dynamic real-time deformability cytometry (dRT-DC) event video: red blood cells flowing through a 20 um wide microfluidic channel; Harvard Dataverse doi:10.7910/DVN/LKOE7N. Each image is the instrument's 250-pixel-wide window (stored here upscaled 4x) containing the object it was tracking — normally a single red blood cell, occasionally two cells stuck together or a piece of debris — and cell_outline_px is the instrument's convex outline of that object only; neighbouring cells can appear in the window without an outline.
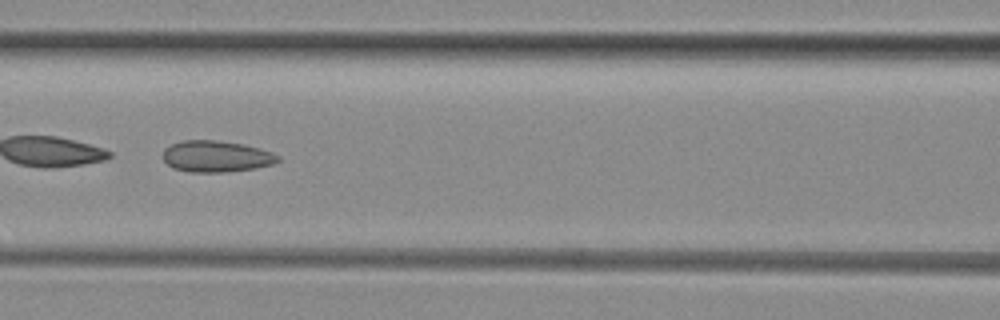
{"species": "common noctule bat (a hibernating species)", "species_latin": "Nyctalus noctula", "temperature_condition": "room temperature", "stored_images_in_passage": 7, "camera_frame_rate_fps": 3000, "um_per_image_px": 0.085, "animal": {"sex": "female", "body_mass_g": 29.2, "forearm_length_mm": 56.3}, "frame": {"image": 1, "passage_image": 7, "time_ms": 6.667, "image_size_px": [1000, 320], "cell_outline_px": [[280, 160], [272, 164], [256, 168], [224, 172], [188, 172], [172, 168], [164, 160], [164, 148], [172, 144], [184, 140], [216, 140], [244, 144], [272, 152], [280, 156]], "centroid_in_image_um": [18.38, 13.29], "position_along_channel_um": 148.2, "area_um2": 21.04}}